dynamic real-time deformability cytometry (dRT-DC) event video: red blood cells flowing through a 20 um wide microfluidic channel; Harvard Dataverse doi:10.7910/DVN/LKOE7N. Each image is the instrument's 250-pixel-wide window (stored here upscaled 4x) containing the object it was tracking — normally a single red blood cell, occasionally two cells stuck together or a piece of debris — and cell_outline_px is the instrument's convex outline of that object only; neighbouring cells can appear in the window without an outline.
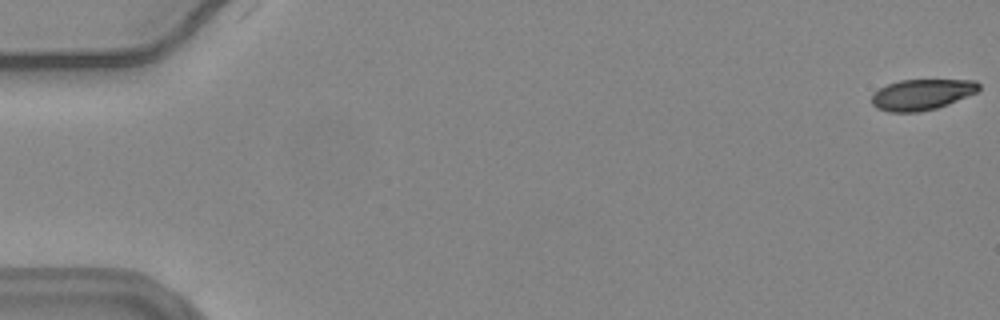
{"species": "common noctule bat (a hibernating species)", "species_latin": "Nyctalus noctula", "temperature_condition": "warm", "stored_images_in_passage": 56, "camera_frame_rate_fps": 3000, "um_per_image_px": 0.085, "animal": {"sex": "female", "body_mass_g": 24.6, "forearm_length_mm": 56.2}, "frame": {"image": 1, "passage_image": 1, "time_ms": 0.0, "image_size_px": [1000, 320], "cell_outline_px": [[980, 88], [976, 92], [948, 104], [936, 108], [920, 112], [888, 112], [876, 108], [872, 104], [872, 92], [888, 84], [900, 80], [976, 80], [980, 84]], "centroid_in_image_um": [78.33, 8.04], "position_along_channel_um": 6.7, "area_um2": 19.25}}
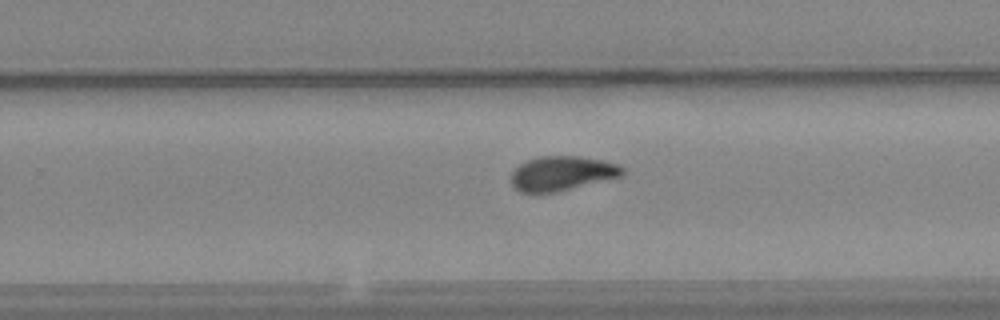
{"frame": {"image": 2, "passage_image": 37, "time_ms": 12.0, "image_size_px": [1000, 320], "cell_outline_px": [[624, 176], [556, 192], [520, 192], [512, 184], [512, 172], [520, 164], [528, 160], [540, 156], [580, 156], [604, 160], [616, 164], [624, 168]], "centroid_in_image_um": [47.81, 14.73], "position_along_channel_um": 282.0, "area_um2": 22.31}}
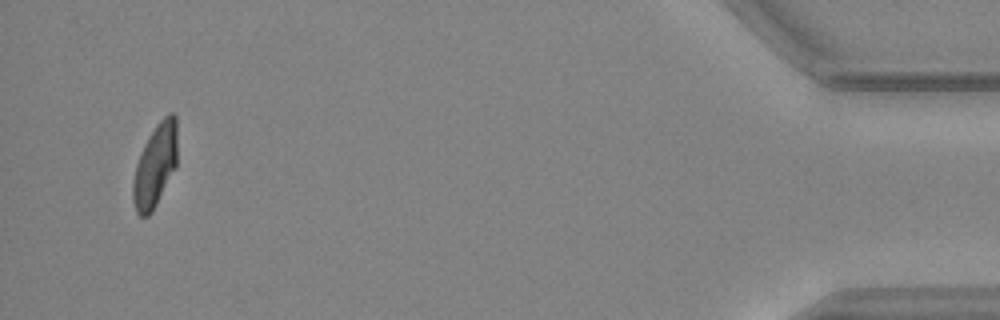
{"frame": {"image": 3, "passage_image": 55, "time_ms": 18.0, "image_size_px": [1000, 320], "cell_outline_px": [[176, 168], [152, 212], [148, 216], [140, 216], [136, 212], [132, 200], [132, 184], [136, 164], [140, 152], [148, 136], [156, 124], [168, 112], [172, 112], [176, 116]], "centroid_in_image_um": [13.17, 14.07], "position_along_channel_um": 422.0, "area_um2": 21.56}}